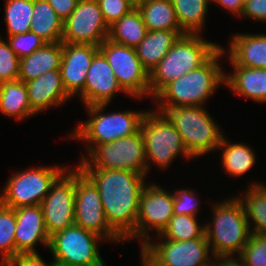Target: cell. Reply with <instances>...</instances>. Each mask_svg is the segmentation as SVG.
Segmentation results:
<instances>
[{
  "instance_id": "cell-22",
  "label": "cell",
  "mask_w": 266,
  "mask_h": 266,
  "mask_svg": "<svg viewBox=\"0 0 266 266\" xmlns=\"http://www.w3.org/2000/svg\"><path fill=\"white\" fill-rule=\"evenodd\" d=\"M225 73L224 84L231 91L258 103H266V69L232 66ZM229 74V75H228Z\"/></svg>"
},
{
  "instance_id": "cell-39",
  "label": "cell",
  "mask_w": 266,
  "mask_h": 266,
  "mask_svg": "<svg viewBox=\"0 0 266 266\" xmlns=\"http://www.w3.org/2000/svg\"><path fill=\"white\" fill-rule=\"evenodd\" d=\"M96 1L101 9L103 19L108 27L134 9V7L125 0Z\"/></svg>"
},
{
  "instance_id": "cell-35",
  "label": "cell",
  "mask_w": 266,
  "mask_h": 266,
  "mask_svg": "<svg viewBox=\"0 0 266 266\" xmlns=\"http://www.w3.org/2000/svg\"><path fill=\"white\" fill-rule=\"evenodd\" d=\"M238 257L245 266H266V234L251 233Z\"/></svg>"
},
{
  "instance_id": "cell-32",
  "label": "cell",
  "mask_w": 266,
  "mask_h": 266,
  "mask_svg": "<svg viewBox=\"0 0 266 266\" xmlns=\"http://www.w3.org/2000/svg\"><path fill=\"white\" fill-rule=\"evenodd\" d=\"M198 222V218L195 216L174 214L164 230L155 236L170 241L202 238L205 235V223L200 225Z\"/></svg>"
},
{
  "instance_id": "cell-10",
  "label": "cell",
  "mask_w": 266,
  "mask_h": 266,
  "mask_svg": "<svg viewBox=\"0 0 266 266\" xmlns=\"http://www.w3.org/2000/svg\"><path fill=\"white\" fill-rule=\"evenodd\" d=\"M99 235L72 225L50 236L48 249L55 263L67 266H107L100 257Z\"/></svg>"
},
{
  "instance_id": "cell-7",
  "label": "cell",
  "mask_w": 266,
  "mask_h": 266,
  "mask_svg": "<svg viewBox=\"0 0 266 266\" xmlns=\"http://www.w3.org/2000/svg\"><path fill=\"white\" fill-rule=\"evenodd\" d=\"M80 156V162L76 165L79 169L129 170L147 177L141 129L132 135L97 145L88 156Z\"/></svg>"
},
{
  "instance_id": "cell-2",
  "label": "cell",
  "mask_w": 266,
  "mask_h": 266,
  "mask_svg": "<svg viewBox=\"0 0 266 266\" xmlns=\"http://www.w3.org/2000/svg\"><path fill=\"white\" fill-rule=\"evenodd\" d=\"M226 49L221 47L199 68L185 73L166 85L155 97L157 108L205 106L215 90L224 84L225 71L220 65Z\"/></svg>"
},
{
  "instance_id": "cell-20",
  "label": "cell",
  "mask_w": 266,
  "mask_h": 266,
  "mask_svg": "<svg viewBox=\"0 0 266 266\" xmlns=\"http://www.w3.org/2000/svg\"><path fill=\"white\" fill-rule=\"evenodd\" d=\"M24 83L30 108L35 114H39L45 109L48 110L52 106H62L71 99L63 86L60 70L48 71L38 78Z\"/></svg>"
},
{
  "instance_id": "cell-4",
  "label": "cell",
  "mask_w": 266,
  "mask_h": 266,
  "mask_svg": "<svg viewBox=\"0 0 266 266\" xmlns=\"http://www.w3.org/2000/svg\"><path fill=\"white\" fill-rule=\"evenodd\" d=\"M222 201L211 207L213 220L205 224L206 239L215 258L239 256L250 238V227L237 196Z\"/></svg>"
},
{
  "instance_id": "cell-27",
  "label": "cell",
  "mask_w": 266,
  "mask_h": 266,
  "mask_svg": "<svg viewBox=\"0 0 266 266\" xmlns=\"http://www.w3.org/2000/svg\"><path fill=\"white\" fill-rule=\"evenodd\" d=\"M247 188L243 193L245 196L241 193L242 196L238 198L243 205L250 231L266 234V185L254 181ZM250 224H253V227Z\"/></svg>"
},
{
  "instance_id": "cell-47",
  "label": "cell",
  "mask_w": 266,
  "mask_h": 266,
  "mask_svg": "<svg viewBox=\"0 0 266 266\" xmlns=\"http://www.w3.org/2000/svg\"><path fill=\"white\" fill-rule=\"evenodd\" d=\"M2 266H11L9 263H1Z\"/></svg>"
},
{
  "instance_id": "cell-8",
  "label": "cell",
  "mask_w": 266,
  "mask_h": 266,
  "mask_svg": "<svg viewBox=\"0 0 266 266\" xmlns=\"http://www.w3.org/2000/svg\"><path fill=\"white\" fill-rule=\"evenodd\" d=\"M140 129L144 138L147 175L150 162L159 169H167L179 154L185 157L184 159H193L185 148L181 135L163 113L148 110Z\"/></svg>"
},
{
  "instance_id": "cell-26",
  "label": "cell",
  "mask_w": 266,
  "mask_h": 266,
  "mask_svg": "<svg viewBox=\"0 0 266 266\" xmlns=\"http://www.w3.org/2000/svg\"><path fill=\"white\" fill-rule=\"evenodd\" d=\"M0 112L19 121L36 115L30 108L26 85L23 81L0 83Z\"/></svg>"
},
{
  "instance_id": "cell-16",
  "label": "cell",
  "mask_w": 266,
  "mask_h": 266,
  "mask_svg": "<svg viewBox=\"0 0 266 266\" xmlns=\"http://www.w3.org/2000/svg\"><path fill=\"white\" fill-rule=\"evenodd\" d=\"M105 23L96 0H79L75 10L63 22L62 43L100 46L108 38Z\"/></svg>"
},
{
  "instance_id": "cell-48",
  "label": "cell",
  "mask_w": 266,
  "mask_h": 266,
  "mask_svg": "<svg viewBox=\"0 0 266 266\" xmlns=\"http://www.w3.org/2000/svg\"><path fill=\"white\" fill-rule=\"evenodd\" d=\"M56 266H67V265H63V264H60V263H56Z\"/></svg>"
},
{
  "instance_id": "cell-1",
  "label": "cell",
  "mask_w": 266,
  "mask_h": 266,
  "mask_svg": "<svg viewBox=\"0 0 266 266\" xmlns=\"http://www.w3.org/2000/svg\"><path fill=\"white\" fill-rule=\"evenodd\" d=\"M96 186L109 226L125 241L136 239L146 177L129 170L80 169Z\"/></svg>"
},
{
  "instance_id": "cell-21",
  "label": "cell",
  "mask_w": 266,
  "mask_h": 266,
  "mask_svg": "<svg viewBox=\"0 0 266 266\" xmlns=\"http://www.w3.org/2000/svg\"><path fill=\"white\" fill-rule=\"evenodd\" d=\"M228 44L231 66L266 69V34H233Z\"/></svg>"
},
{
  "instance_id": "cell-46",
  "label": "cell",
  "mask_w": 266,
  "mask_h": 266,
  "mask_svg": "<svg viewBox=\"0 0 266 266\" xmlns=\"http://www.w3.org/2000/svg\"><path fill=\"white\" fill-rule=\"evenodd\" d=\"M134 8H138L145 0H125Z\"/></svg>"
},
{
  "instance_id": "cell-40",
  "label": "cell",
  "mask_w": 266,
  "mask_h": 266,
  "mask_svg": "<svg viewBox=\"0 0 266 266\" xmlns=\"http://www.w3.org/2000/svg\"><path fill=\"white\" fill-rule=\"evenodd\" d=\"M240 16L266 23V0H250L244 3V8Z\"/></svg>"
},
{
  "instance_id": "cell-18",
  "label": "cell",
  "mask_w": 266,
  "mask_h": 266,
  "mask_svg": "<svg viewBox=\"0 0 266 266\" xmlns=\"http://www.w3.org/2000/svg\"><path fill=\"white\" fill-rule=\"evenodd\" d=\"M99 46L81 43H62L60 72L66 92L78 95L83 89L92 59Z\"/></svg>"
},
{
  "instance_id": "cell-14",
  "label": "cell",
  "mask_w": 266,
  "mask_h": 266,
  "mask_svg": "<svg viewBox=\"0 0 266 266\" xmlns=\"http://www.w3.org/2000/svg\"><path fill=\"white\" fill-rule=\"evenodd\" d=\"M174 194L155 183L146 184L140 195L136 221V239L141 245L152 239V231L159 235L174 215ZM151 232V233H150ZM157 232V233H156Z\"/></svg>"
},
{
  "instance_id": "cell-38",
  "label": "cell",
  "mask_w": 266,
  "mask_h": 266,
  "mask_svg": "<svg viewBox=\"0 0 266 266\" xmlns=\"http://www.w3.org/2000/svg\"><path fill=\"white\" fill-rule=\"evenodd\" d=\"M173 210L176 215L196 216L199 212L200 201L197 200L196 192L193 189L181 188L174 190Z\"/></svg>"
},
{
  "instance_id": "cell-49",
  "label": "cell",
  "mask_w": 266,
  "mask_h": 266,
  "mask_svg": "<svg viewBox=\"0 0 266 266\" xmlns=\"http://www.w3.org/2000/svg\"><path fill=\"white\" fill-rule=\"evenodd\" d=\"M243 1V3H246V2H248V1H250V0H242Z\"/></svg>"
},
{
  "instance_id": "cell-3",
  "label": "cell",
  "mask_w": 266,
  "mask_h": 266,
  "mask_svg": "<svg viewBox=\"0 0 266 266\" xmlns=\"http://www.w3.org/2000/svg\"><path fill=\"white\" fill-rule=\"evenodd\" d=\"M199 34H185L173 44L149 73L150 96L154 98L166 85L203 65L221 45Z\"/></svg>"
},
{
  "instance_id": "cell-42",
  "label": "cell",
  "mask_w": 266,
  "mask_h": 266,
  "mask_svg": "<svg viewBox=\"0 0 266 266\" xmlns=\"http://www.w3.org/2000/svg\"><path fill=\"white\" fill-rule=\"evenodd\" d=\"M64 22L75 10L79 0H46Z\"/></svg>"
},
{
  "instance_id": "cell-5",
  "label": "cell",
  "mask_w": 266,
  "mask_h": 266,
  "mask_svg": "<svg viewBox=\"0 0 266 266\" xmlns=\"http://www.w3.org/2000/svg\"><path fill=\"white\" fill-rule=\"evenodd\" d=\"M175 126L193 158L218 150L224 134L205 106L157 108Z\"/></svg>"
},
{
  "instance_id": "cell-25",
  "label": "cell",
  "mask_w": 266,
  "mask_h": 266,
  "mask_svg": "<svg viewBox=\"0 0 266 266\" xmlns=\"http://www.w3.org/2000/svg\"><path fill=\"white\" fill-rule=\"evenodd\" d=\"M33 19L30 31L47 43L62 42L63 21L46 0H33Z\"/></svg>"
},
{
  "instance_id": "cell-41",
  "label": "cell",
  "mask_w": 266,
  "mask_h": 266,
  "mask_svg": "<svg viewBox=\"0 0 266 266\" xmlns=\"http://www.w3.org/2000/svg\"><path fill=\"white\" fill-rule=\"evenodd\" d=\"M43 260L39 253H21L12 259L9 264L11 266H56L54 260L50 263Z\"/></svg>"
},
{
  "instance_id": "cell-29",
  "label": "cell",
  "mask_w": 266,
  "mask_h": 266,
  "mask_svg": "<svg viewBox=\"0 0 266 266\" xmlns=\"http://www.w3.org/2000/svg\"><path fill=\"white\" fill-rule=\"evenodd\" d=\"M148 29L141 13L134 8L109 26L108 38L114 43L135 48L146 36Z\"/></svg>"
},
{
  "instance_id": "cell-44",
  "label": "cell",
  "mask_w": 266,
  "mask_h": 266,
  "mask_svg": "<svg viewBox=\"0 0 266 266\" xmlns=\"http://www.w3.org/2000/svg\"><path fill=\"white\" fill-rule=\"evenodd\" d=\"M213 266H245V264L238 256H231L215 258Z\"/></svg>"
},
{
  "instance_id": "cell-36",
  "label": "cell",
  "mask_w": 266,
  "mask_h": 266,
  "mask_svg": "<svg viewBox=\"0 0 266 266\" xmlns=\"http://www.w3.org/2000/svg\"><path fill=\"white\" fill-rule=\"evenodd\" d=\"M19 65V56L11 49L8 40L0 36V83L17 81Z\"/></svg>"
},
{
  "instance_id": "cell-43",
  "label": "cell",
  "mask_w": 266,
  "mask_h": 266,
  "mask_svg": "<svg viewBox=\"0 0 266 266\" xmlns=\"http://www.w3.org/2000/svg\"><path fill=\"white\" fill-rule=\"evenodd\" d=\"M212 4L219 5L233 15L240 17L242 14L244 3L242 0H211Z\"/></svg>"
},
{
  "instance_id": "cell-45",
  "label": "cell",
  "mask_w": 266,
  "mask_h": 266,
  "mask_svg": "<svg viewBox=\"0 0 266 266\" xmlns=\"http://www.w3.org/2000/svg\"><path fill=\"white\" fill-rule=\"evenodd\" d=\"M141 266H159L142 249H140Z\"/></svg>"
},
{
  "instance_id": "cell-37",
  "label": "cell",
  "mask_w": 266,
  "mask_h": 266,
  "mask_svg": "<svg viewBox=\"0 0 266 266\" xmlns=\"http://www.w3.org/2000/svg\"><path fill=\"white\" fill-rule=\"evenodd\" d=\"M7 40L11 49L19 56L20 59L30 55L37 49L42 48L47 43L44 39L31 31L24 34L21 33L8 36Z\"/></svg>"
},
{
  "instance_id": "cell-9",
  "label": "cell",
  "mask_w": 266,
  "mask_h": 266,
  "mask_svg": "<svg viewBox=\"0 0 266 266\" xmlns=\"http://www.w3.org/2000/svg\"><path fill=\"white\" fill-rule=\"evenodd\" d=\"M68 166H33L16 172L8 178L0 202L12 209L40 205L49 193L52 184Z\"/></svg>"
},
{
  "instance_id": "cell-30",
  "label": "cell",
  "mask_w": 266,
  "mask_h": 266,
  "mask_svg": "<svg viewBox=\"0 0 266 266\" xmlns=\"http://www.w3.org/2000/svg\"><path fill=\"white\" fill-rule=\"evenodd\" d=\"M222 152L221 162L225 172L236 177L243 176L254 166L256 154L251 147L244 143H230L227 137H223L218 150Z\"/></svg>"
},
{
  "instance_id": "cell-12",
  "label": "cell",
  "mask_w": 266,
  "mask_h": 266,
  "mask_svg": "<svg viewBox=\"0 0 266 266\" xmlns=\"http://www.w3.org/2000/svg\"><path fill=\"white\" fill-rule=\"evenodd\" d=\"M99 51L104 55L121 89L129 97L140 100L150 96L149 73L142 66L133 47L106 39Z\"/></svg>"
},
{
  "instance_id": "cell-24",
  "label": "cell",
  "mask_w": 266,
  "mask_h": 266,
  "mask_svg": "<svg viewBox=\"0 0 266 266\" xmlns=\"http://www.w3.org/2000/svg\"><path fill=\"white\" fill-rule=\"evenodd\" d=\"M183 35H185L183 31L155 30L147 32L144 39L134 49L142 66L148 73L163 59L179 37Z\"/></svg>"
},
{
  "instance_id": "cell-6",
  "label": "cell",
  "mask_w": 266,
  "mask_h": 266,
  "mask_svg": "<svg viewBox=\"0 0 266 266\" xmlns=\"http://www.w3.org/2000/svg\"><path fill=\"white\" fill-rule=\"evenodd\" d=\"M107 104L85 107L89 112V119L78 124L69 138L86 143V154L97 145L112 142L136 133L140 129L142 119L147 112L142 111H114L104 113Z\"/></svg>"
},
{
  "instance_id": "cell-28",
  "label": "cell",
  "mask_w": 266,
  "mask_h": 266,
  "mask_svg": "<svg viewBox=\"0 0 266 266\" xmlns=\"http://www.w3.org/2000/svg\"><path fill=\"white\" fill-rule=\"evenodd\" d=\"M137 9L148 31H182L171 0H145Z\"/></svg>"
},
{
  "instance_id": "cell-15",
  "label": "cell",
  "mask_w": 266,
  "mask_h": 266,
  "mask_svg": "<svg viewBox=\"0 0 266 266\" xmlns=\"http://www.w3.org/2000/svg\"><path fill=\"white\" fill-rule=\"evenodd\" d=\"M75 167L66 169L52 184L40 206L49 236L74 225Z\"/></svg>"
},
{
  "instance_id": "cell-33",
  "label": "cell",
  "mask_w": 266,
  "mask_h": 266,
  "mask_svg": "<svg viewBox=\"0 0 266 266\" xmlns=\"http://www.w3.org/2000/svg\"><path fill=\"white\" fill-rule=\"evenodd\" d=\"M7 37L30 31L33 19V0H5Z\"/></svg>"
},
{
  "instance_id": "cell-31",
  "label": "cell",
  "mask_w": 266,
  "mask_h": 266,
  "mask_svg": "<svg viewBox=\"0 0 266 266\" xmlns=\"http://www.w3.org/2000/svg\"><path fill=\"white\" fill-rule=\"evenodd\" d=\"M178 25L185 34H201L211 0H171Z\"/></svg>"
},
{
  "instance_id": "cell-23",
  "label": "cell",
  "mask_w": 266,
  "mask_h": 266,
  "mask_svg": "<svg viewBox=\"0 0 266 266\" xmlns=\"http://www.w3.org/2000/svg\"><path fill=\"white\" fill-rule=\"evenodd\" d=\"M62 42L46 43L20 59L18 80L26 82L52 70H60Z\"/></svg>"
},
{
  "instance_id": "cell-19",
  "label": "cell",
  "mask_w": 266,
  "mask_h": 266,
  "mask_svg": "<svg viewBox=\"0 0 266 266\" xmlns=\"http://www.w3.org/2000/svg\"><path fill=\"white\" fill-rule=\"evenodd\" d=\"M16 256L21 253H38L37 243L48 249L50 236L46 230L40 205L22 206L15 209Z\"/></svg>"
},
{
  "instance_id": "cell-17",
  "label": "cell",
  "mask_w": 266,
  "mask_h": 266,
  "mask_svg": "<svg viewBox=\"0 0 266 266\" xmlns=\"http://www.w3.org/2000/svg\"><path fill=\"white\" fill-rule=\"evenodd\" d=\"M127 95L119 86L112 68L104 55L98 51L92 59L87 72L84 89L78 94L85 105H109L113 97L121 92Z\"/></svg>"
},
{
  "instance_id": "cell-34",
  "label": "cell",
  "mask_w": 266,
  "mask_h": 266,
  "mask_svg": "<svg viewBox=\"0 0 266 266\" xmlns=\"http://www.w3.org/2000/svg\"><path fill=\"white\" fill-rule=\"evenodd\" d=\"M16 214L15 209L0 202V263H9L16 257L15 246Z\"/></svg>"
},
{
  "instance_id": "cell-11",
  "label": "cell",
  "mask_w": 266,
  "mask_h": 266,
  "mask_svg": "<svg viewBox=\"0 0 266 266\" xmlns=\"http://www.w3.org/2000/svg\"><path fill=\"white\" fill-rule=\"evenodd\" d=\"M74 223L104 239L118 243L124 241L108 224L98 189L75 167Z\"/></svg>"
},
{
  "instance_id": "cell-13",
  "label": "cell",
  "mask_w": 266,
  "mask_h": 266,
  "mask_svg": "<svg viewBox=\"0 0 266 266\" xmlns=\"http://www.w3.org/2000/svg\"><path fill=\"white\" fill-rule=\"evenodd\" d=\"M140 248L159 266H213L215 260L206 235L187 241L149 239Z\"/></svg>"
}]
</instances>
